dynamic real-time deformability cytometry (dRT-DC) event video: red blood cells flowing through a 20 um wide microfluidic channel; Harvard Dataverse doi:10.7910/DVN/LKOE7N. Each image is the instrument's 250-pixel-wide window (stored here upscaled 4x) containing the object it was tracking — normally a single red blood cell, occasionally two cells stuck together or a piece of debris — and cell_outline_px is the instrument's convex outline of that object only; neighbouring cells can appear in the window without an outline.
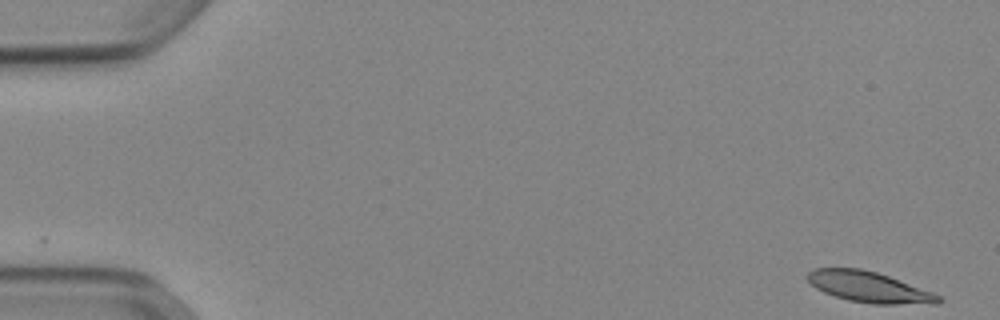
{"species": "Egyptian fruit bat (a non-hibernating species)", "species_latin": "Rousettus aegyptiacus", "temperature_condition": "cold", "stored_images_in_passage": 52, "camera_frame_rate_fps": 3000, "um_per_image_px": 0.085, "animal": {"sex": "female"}, "frame": {"image": 1, "passage_image": 1, "time_ms": 0.0, "image_size_px": [1000, 320], "cell_outline_px": [[944, 300], [940, 304], [872, 304], [848, 300], [824, 292], [816, 288], [804, 276], [812, 268], [860, 268], [876, 272], [888, 276], [932, 292], [940, 296]], "centroid_in_image_um": [73.86, 24.4], "position_along_channel_um": 11.1, "area_um2": 23.47}}
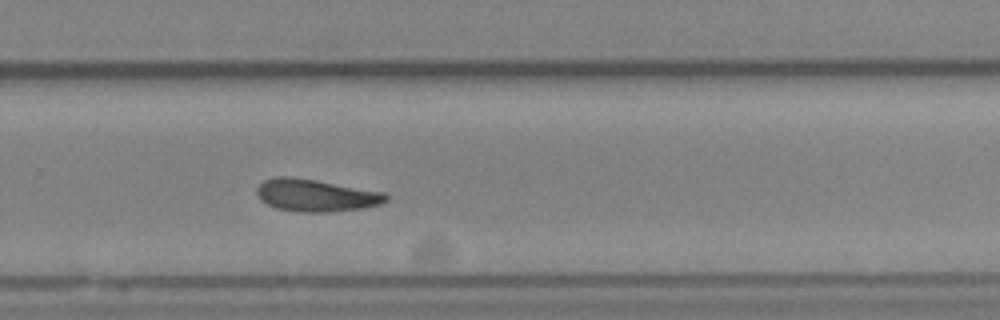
{"frame": {"image": 2, "passage_image": 35, "time_ms": 11.333, "image_size_px": [1000, 320], "cell_outline_px": [[388, 200], [380, 204], [360, 208], [324, 212], [300, 212], [276, 208], [260, 200], [256, 192], [256, 188], [264, 180], [276, 176], [288, 176], [316, 180], [384, 192], [388, 196]], "centroid_in_image_um": [26.81, 16.59], "position_along_channel_um": 303.0, "area_um2": 24.16}}
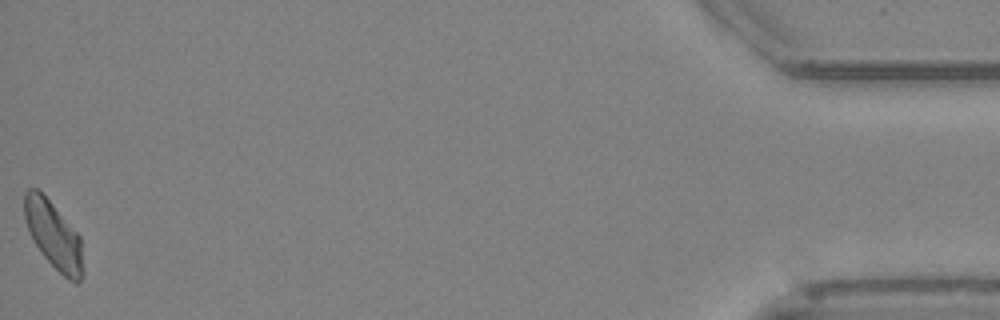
{"frame": {"image": 3, "passage_image": 52, "time_ms": 17.0, "image_size_px": [1000, 320], "cell_outline_px": [[84, 276], [76, 284], [68, 280], [44, 256], [36, 244], [28, 228], [24, 216], [24, 192], [28, 188], [36, 188], [52, 204], [80, 236], [84, 268]], "centroid_in_image_um": [4.58, 20.02], "position_along_channel_um": 430.6, "area_um2": 22.66}}